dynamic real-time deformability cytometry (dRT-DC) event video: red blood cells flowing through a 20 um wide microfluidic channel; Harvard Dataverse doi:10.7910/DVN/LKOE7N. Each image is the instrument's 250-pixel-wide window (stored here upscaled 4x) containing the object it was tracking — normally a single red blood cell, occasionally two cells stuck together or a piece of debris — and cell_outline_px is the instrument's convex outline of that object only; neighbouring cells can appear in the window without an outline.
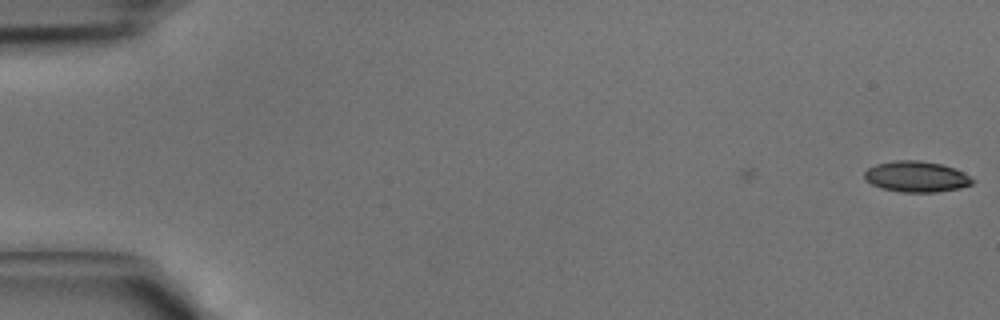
{"species": "common noctule bat (a hibernating species)", "species_latin": "Nyctalus noctula", "temperature_condition": "cold", "stored_images_in_passage": 4, "camera_frame_rate_fps": 3000, "um_per_image_px": 0.085, "animal": {"sex": "male", "body_mass_g": 15.6}, "frame": {"image": 1, "passage_image": 4, "time_ms": 1.0, "image_size_px": [1000, 320], "cell_outline_px": [[976, 180], [972, 184], [960, 188], [936, 192], [900, 192], [884, 188], [872, 184], [864, 180], [864, 172], [868, 168], [876, 164], [896, 160], [920, 160], [940, 164], [964, 172]], "centroid_in_image_um": [77.9, 15.01], "position_along_channel_um": 7.1, "area_um2": 19.42}}